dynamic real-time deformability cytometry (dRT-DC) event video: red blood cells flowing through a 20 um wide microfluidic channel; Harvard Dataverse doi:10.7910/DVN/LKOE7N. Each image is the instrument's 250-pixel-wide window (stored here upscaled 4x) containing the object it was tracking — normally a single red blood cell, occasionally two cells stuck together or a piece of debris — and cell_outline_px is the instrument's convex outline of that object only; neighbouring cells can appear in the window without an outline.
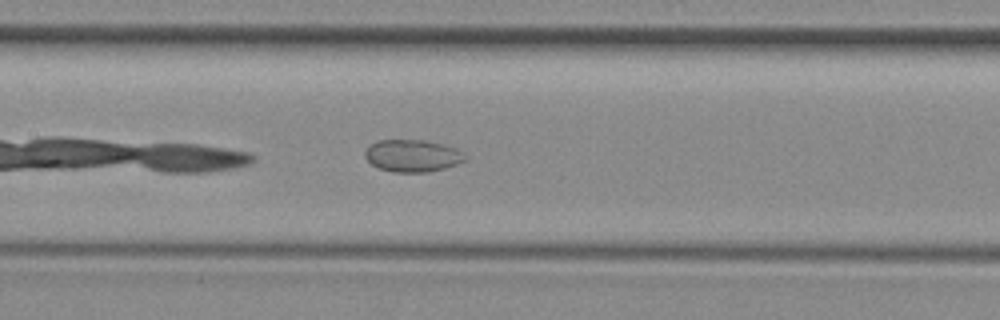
{"species": "common noctule bat (a hibernating species)", "species_latin": "Nyctalus noctula", "temperature_condition": "room temperature", "stored_images_in_passage": 21, "camera_frame_rate_fps": 3000, "um_per_image_px": 0.085, "animal": {"sex": "female", "body_mass_g": 29.2, "forearm_length_mm": 56.3}, "frame": {"image": 1, "passage_image": 10, "time_ms": 3.0, "image_size_px": [1000, 320], "cell_outline_px": [[468, 160], [444, 168], [428, 172], [392, 172], [380, 168], [372, 164], [364, 156], [364, 152], [372, 144], [380, 140], [424, 140], [456, 148], [468, 156]], "centroid_in_image_um": [35.09, 13.24], "position_along_channel_um": 172.3, "area_um2": 18.67}}
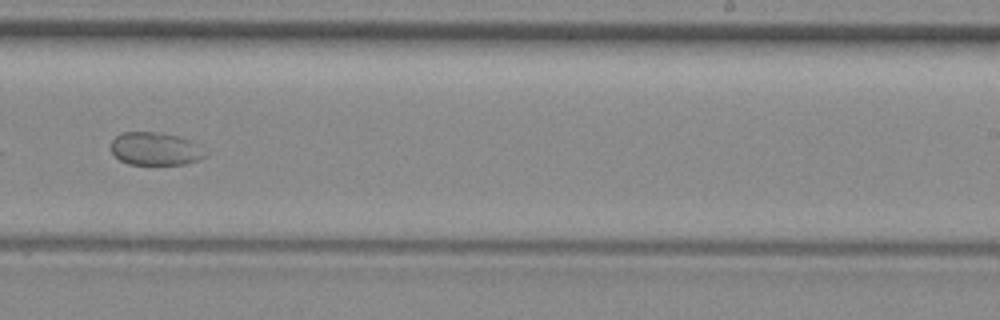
{"frame": {"image": 2, "passage_image": 18, "time_ms": 5.667, "image_size_px": [1000, 320], "cell_outline_px": [[208, 156], [200, 160], [184, 164], [128, 164], [120, 160], [112, 152], [112, 140], [116, 136], [124, 132], [160, 132], [176, 136], [200, 144]], "centroid_in_image_um": [13.24, 12.65], "position_along_channel_um": 275.8, "area_um2": 18.09}}